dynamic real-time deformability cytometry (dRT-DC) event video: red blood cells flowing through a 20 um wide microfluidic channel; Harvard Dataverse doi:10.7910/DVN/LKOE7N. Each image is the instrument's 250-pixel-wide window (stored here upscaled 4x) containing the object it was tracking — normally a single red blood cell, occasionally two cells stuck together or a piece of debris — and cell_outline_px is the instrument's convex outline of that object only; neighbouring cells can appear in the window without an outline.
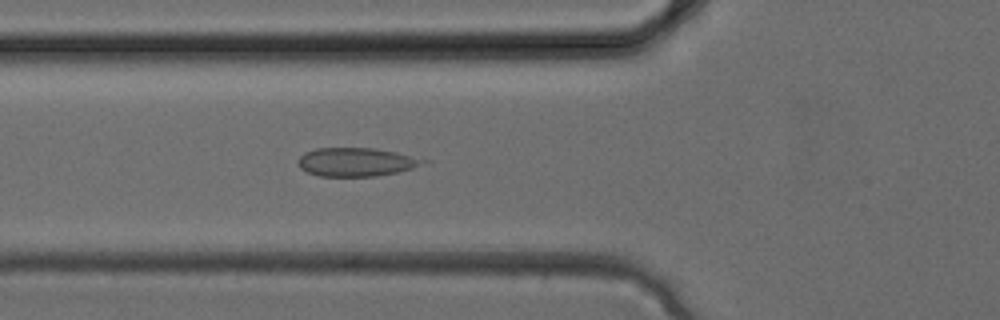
{"species": "common noctule bat (a hibernating species)", "species_latin": "Nyctalus noctula", "temperature_condition": "cold", "stored_images_in_passage": 33, "camera_frame_rate_fps": 3000, "um_per_image_px": 0.085, "animal": {"sex": "female", "body_mass_g": 24.6, "forearm_length_mm": 56.2}, "frame": {"image": 1, "passage_image": 12, "time_ms": 3.667, "image_size_px": [1000, 320], "cell_outline_px": [[432, 160], [412, 168], [396, 172], [376, 176], [320, 176], [308, 172], [300, 168], [296, 160], [304, 152], [316, 148], [372, 148], [396, 152]], "centroid_in_image_um": [30.27, 13.76], "position_along_channel_um": 95.5, "area_um2": 20.87}}
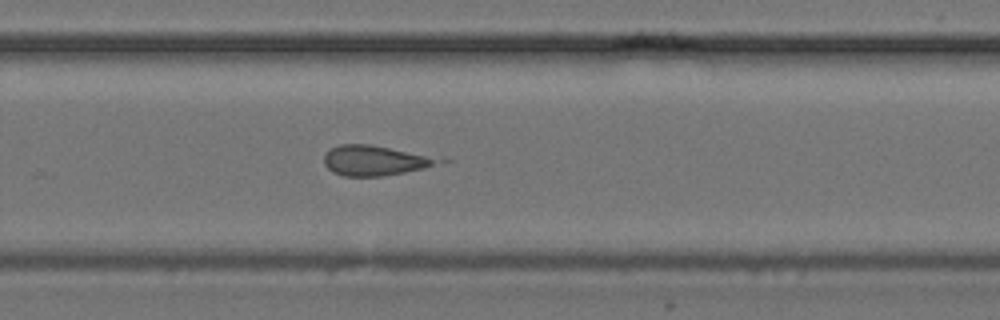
{"frame": {"image": 2, "passage_image": 22, "time_ms": 7.0, "image_size_px": [1000, 320], "cell_outline_px": [[452, 160], [424, 168], [384, 176], [344, 176], [332, 172], [324, 164], [324, 156], [332, 148], [340, 144], [368, 144], [444, 156]], "centroid_in_image_um": [32.04, 13.63], "position_along_channel_um": 297.8, "area_um2": 20.69}}
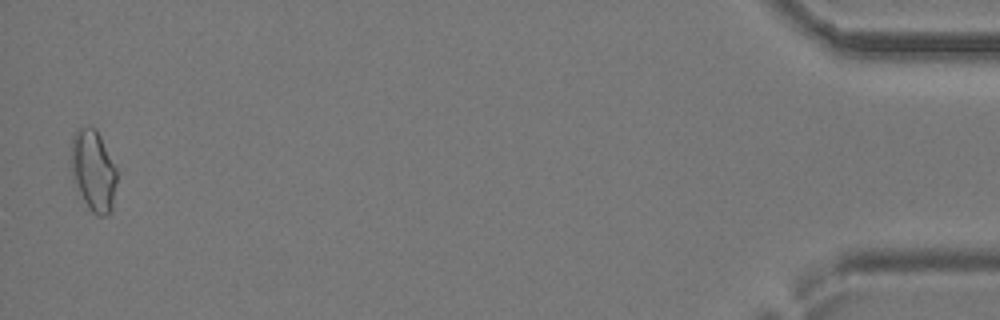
{"frame": {"image": 3, "passage_image": 33, "time_ms": 10.667, "image_size_px": [1000, 320], "cell_outline_px": [[116, 180], [112, 212], [104, 216], [100, 216], [92, 212], [88, 208], [72, 180], [72, 136], [80, 128], [96, 128], [116, 168]], "centroid_in_image_um": [7.94, 14.55], "position_along_channel_um": 427.3, "area_um2": 21.33}}